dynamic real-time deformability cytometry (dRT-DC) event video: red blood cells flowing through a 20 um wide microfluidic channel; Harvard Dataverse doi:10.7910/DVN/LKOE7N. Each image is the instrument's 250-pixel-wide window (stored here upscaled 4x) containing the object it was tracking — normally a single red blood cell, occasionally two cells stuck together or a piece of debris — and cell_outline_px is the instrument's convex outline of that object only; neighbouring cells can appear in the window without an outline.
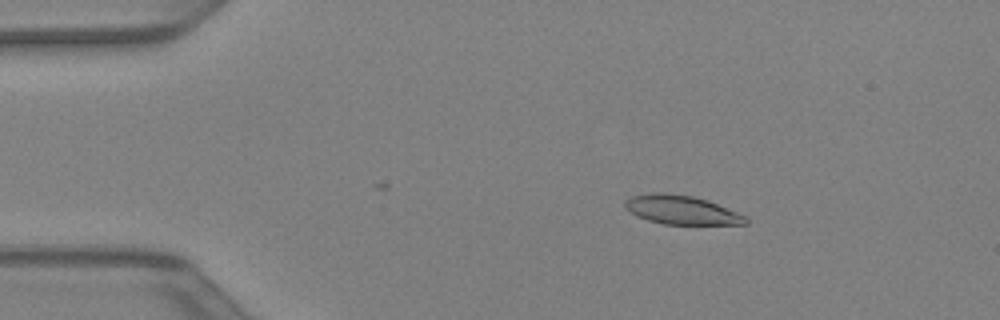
{"species": "Egyptian fruit bat (a non-hibernating species)", "species_latin": "Rousettus aegyptiacus", "temperature_condition": "warm", "stored_images_in_passage": 33, "camera_frame_rate_fps": 3000, "um_per_image_px": 0.085, "animal": {"sex": "female"}, "frame": {"image": 1, "passage_image": 3, "time_ms": 0.667, "image_size_px": [1000, 320], "cell_outline_px": [[748, 224], [664, 224], [648, 220], [636, 216], [624, 208], [624, 200], [632, 196], [652, 192], [660, 192], [692, 196], [708, 200], [748, 216]], "centroid_in_image_um": [57.92, 17.84], "position_along_channel_um": 27.1, "area_um2": 20.46}}
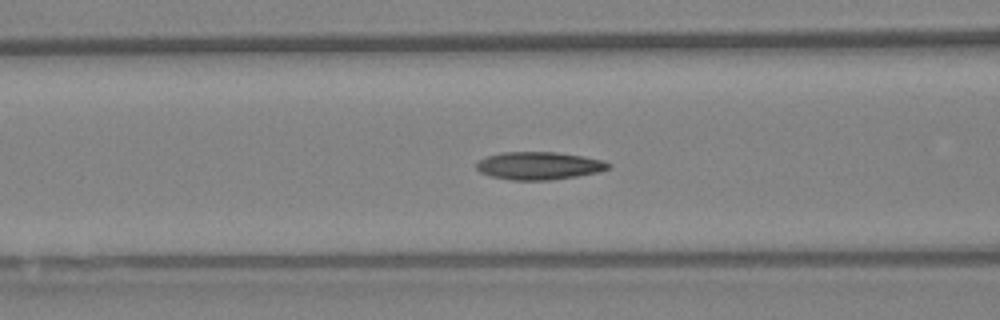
{"frame": {"image": 2, "passage_image": 13, "time_ms": 4.0, "image_size_px": [1000, 320], "cell_outline_px": [[612, 164], [608, 168], [600, 172], [576, 176], [548, 180], [512, 180], [492, 176], [480, 172], [476, 168], [476, 164], [480, 160], [488, 156], [504, 152], [556, 152], [580, 156], [600, 160]], "centroid_in_image_um": [45.8, 14.09], "position_along_channel_um": 120.8, "area_um2": 21.04}}
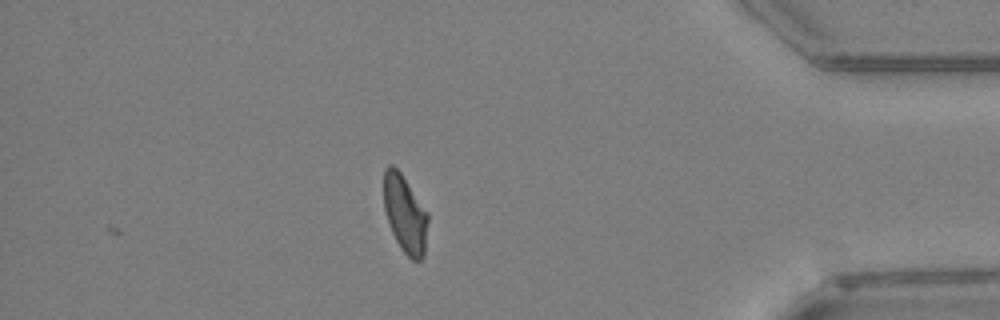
{"frame": {"image": 3, "passage_image": 33, "time_ms": 10.667, "image_size_px": [1000, 320], "cell_outline_px": [[428, 220], [424, 256], [420, 260], [412, 260], [400, 248], [392, 232], [384, 208], [384, 168], [388, 164], [392, 164], [400, 172], [428, 212]], "centroid_in_image_um": [34.43, 18.18], "position_along_channel_um": 400.8, "area_um2": 19.88}}